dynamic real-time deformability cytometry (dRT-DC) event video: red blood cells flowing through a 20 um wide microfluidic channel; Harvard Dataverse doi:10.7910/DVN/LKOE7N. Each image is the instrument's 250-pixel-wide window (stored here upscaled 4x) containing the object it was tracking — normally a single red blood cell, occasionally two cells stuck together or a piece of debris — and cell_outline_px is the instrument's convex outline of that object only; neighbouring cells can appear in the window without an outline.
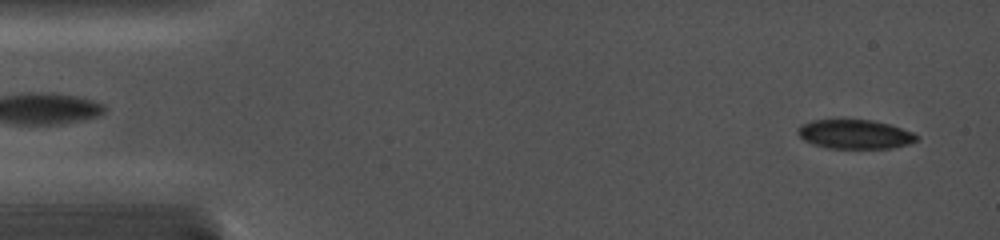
{"species": "common noctule bat (a hibernating species)", "species_latin": "Nyctalus noctula", "temperature_condition": "cold", "stored_images_in_passage": 57, "camera_frame_rate_fps": 5000, "um_per_image_px": 0.085, "animal": {"sex": "female", "body_mass_g": 19.0, "forearm_length_mm": 56.7}, "frame": {"image": 1, "passage_image": 2, "time_ms": 0.2, "image_size_px": [1000, 240], "cell_outline_px": [[920, 136], [916, 140], [908, 144], [892, 148], [828, 148], [812, 144], [804, 140], [800, 136], [800, 124], [812, 120], [872, 120], [888, 124], [912, 132]], "centroid_in_image_um": [72.68, 11.41], "position_along_channel_um": 12.3, "area_um2": 19.94}}
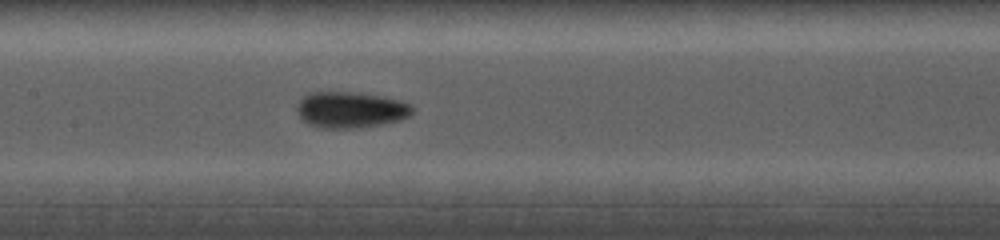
{"frame": {"image": 2, "passage_image": 23, "time_ms": 7.2, "image_size_px": [1000, 240], "cell_outline_px": [[412, 112], [408, 116], [400, 120], [360, 128], [320, 128], [308, 124], [296, 112], [296, 108], [300, 100], [308, 92], [352, 92], [384, 96], [400, 100], [412, 104]], "centroid_in_image_um": [29.79, 9.33], "position_along_channel_um": 177.6, "area_um2": 24.39}}
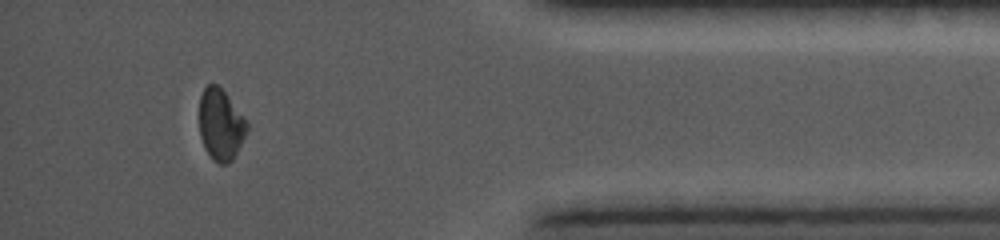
{"frame": {"image": 3, "passage_image": 50, "time_ms": 13.8, "image_size_px": [1000, 240], "cell_outline_px": [[248, 128], [232, 160], [228, 164], [220, 164], [212, 160], [204, 148], [200, 136], [200, 96], [204, 88], [208, 84], [216, 84], [224, 92], [248, 124]], "centroid_in_image_um": [18.73, 10.62], "position_along_channel_um": 416.5, "area_um2": 19.36}}